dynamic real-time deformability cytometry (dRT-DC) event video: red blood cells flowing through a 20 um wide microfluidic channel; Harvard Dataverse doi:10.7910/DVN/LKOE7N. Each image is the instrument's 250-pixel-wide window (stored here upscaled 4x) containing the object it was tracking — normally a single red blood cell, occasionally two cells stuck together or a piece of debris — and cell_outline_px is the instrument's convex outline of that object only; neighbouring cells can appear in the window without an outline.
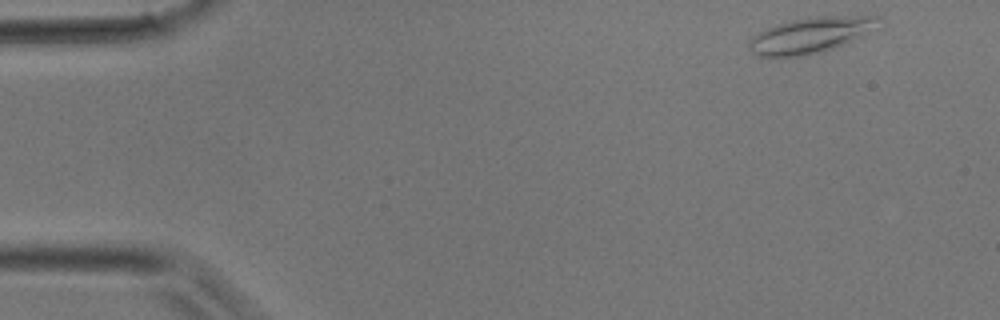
{"species": "common noctule bat (a hibernating species)", "species_latin": "Nyctalus noctula", "temperature_condition": "room temperature", "stored_images_in_passage": 37, "camera_frame_rate_fps": 3000, "um_per_image_px": 0.085, "animal": {"sex": "male", "body_mass_g": 17.9}, "frame": {"image": 1, "passage_image": 1, "time_ms": 0.0, "image_size_px": [1000, 320], "cell_outline_px": [[876, 28], [852, 40], [832, 48], [820, 52], [800, 56], [768, 60], [752, 52], [748, 48], [748, 40], [752, 36], [768, 28], [792, 20], [816, 16], [876, 16]], "centroid_in_image_um": [68.77, 3.03], "position_along_channel_um": 16.2, "area_um2": 26.7}}
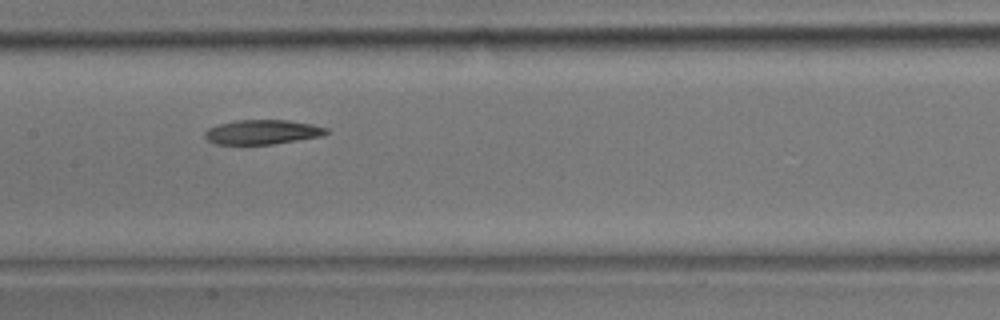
{"frame": {"image": 2, "passage_image": 17, "time_ms": 5.333, "image_size_px": [1000, 320], "cell_outline_px": [[332, 132], [320, 136], [272, 144], [216, 144], [208, 140], [204, 136], [204, 132], [208, 128], [216, 124], [236, 120], [288, 120], [312, 124], [328, 128]], "centroid_in_image_um": [22.29, 11.21], "position_along_channel_um": 185.1, "area_um2": 17.4}}
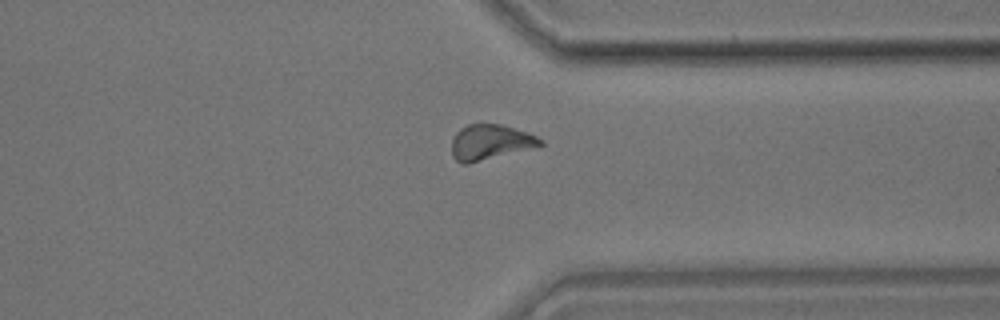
{"frame": {"image": 3, "passage_image": 28, "time_ms": 9.0, "image_size_px": [1000, 320], "cell_outline_px": [[544, 144], [468, 164], [460, 164], [452, 156], [452, 140], [456, 132], [460, 128], [468, 124], [500, 124], [528, 132], [544, 140]], "centroid_in_image_um": [41.63, 12.08], "position_along_channel_um": 369.8, "area_um2": 18.03}}